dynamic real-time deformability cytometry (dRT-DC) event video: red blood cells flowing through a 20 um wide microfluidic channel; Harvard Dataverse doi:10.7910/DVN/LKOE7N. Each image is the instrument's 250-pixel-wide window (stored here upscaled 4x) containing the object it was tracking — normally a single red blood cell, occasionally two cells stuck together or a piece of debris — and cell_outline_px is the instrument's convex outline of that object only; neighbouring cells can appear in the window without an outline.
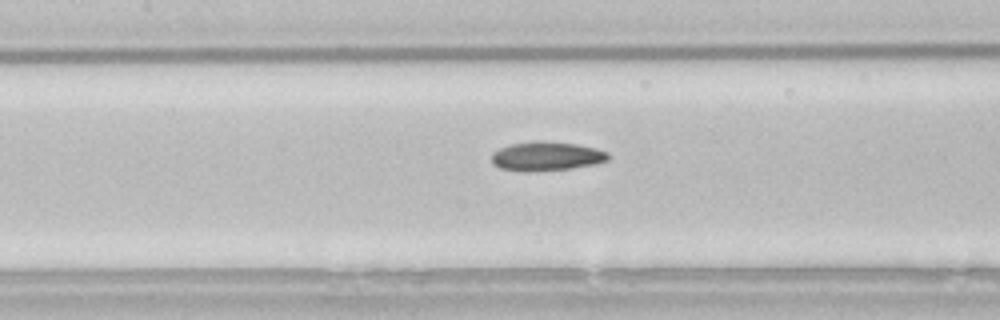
{"species": "common noctule bat (a hibernating species)", "species_latin": "Nyctalus noctula", "temperature_condition": "room temperature", "stored_images_in_passage": 36, "camera_frame_rate_fps": 3000, "um_per_image_px": 0.085, "animal": {"sex": "male", "body_mass_g": 21.5, "forearm_length_mm": 52.0}, "frame": {"image": 1, "passage_image": 17, "time_ms": 5.333, "image_size_px": [1000, 320], "cell_outline_px": [[608, 160], [596, 164], [572, 168], [536, 172], [524, 172], [500, 168], [492, 164], [492, 152], [500, 148], [512, 144], [536, 140], [540, 140], [576, 144], [596, 148], [608, 152]], "centroid_in_image_um": [46.44, 13.29], "position_along_channel_um": 161.0, "area_um2": 20.0}}
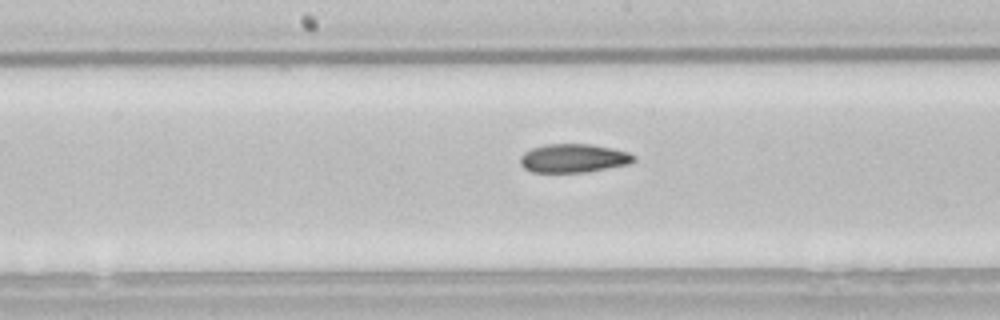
{"frame": {"image": 2, "passage_image": 20, "time_ms": 6.333, "image_size_px": [1000, 320], "cell_outline_px": [[636, 160], [628, 164], [588, 172], [532, 172], [524, 168], [520, 164], [520, 156], [524, 152], [532, 148], [544, 144], [592, 144], [612, 148], [628, 152], [636, 156]], "centroid_in_image_um": [48.75, 13.44], "position_along_channel_um": 199.5, "area_um2": 19.07}}